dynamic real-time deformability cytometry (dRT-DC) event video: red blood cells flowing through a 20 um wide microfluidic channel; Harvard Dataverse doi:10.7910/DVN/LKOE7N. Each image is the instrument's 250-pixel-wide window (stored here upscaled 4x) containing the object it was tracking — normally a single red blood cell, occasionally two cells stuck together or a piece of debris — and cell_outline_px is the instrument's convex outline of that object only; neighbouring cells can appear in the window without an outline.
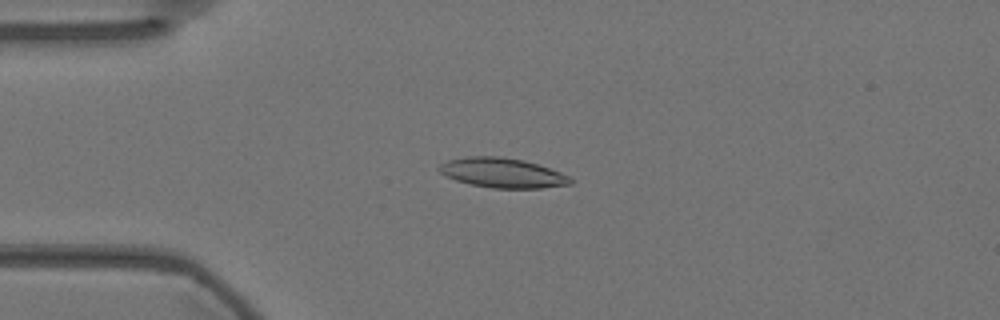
{"species": "Egyptian fruit bat (a non-hibernating species)", "species_latin": "Rousettus aegyptiacus", "temperature_condition": "warm", "stored_images_in_passage": 14, "camera_frame_rate_fps": 3000, "um_per_image_px": 0.085, "animal": {"sex": "female"}, "frame": {"image": 1, "passage_image": 12, "time_ms": 3.667, "image_size_px": [1000, 320], "cell_outline_px": [[572, 184], [540, 188], [492, 188], [472, 184], [456, 180], [444, 176], [436, 168], [440, 164], [448, 160], [468, 156], [500, 156], [524, 160], [560, 172], [568, 176], [572, 180]], "centroid_in_image_um": [42.66, 14.69], "position_along_channel_um": 42.3, "area_um2": 22.66}}